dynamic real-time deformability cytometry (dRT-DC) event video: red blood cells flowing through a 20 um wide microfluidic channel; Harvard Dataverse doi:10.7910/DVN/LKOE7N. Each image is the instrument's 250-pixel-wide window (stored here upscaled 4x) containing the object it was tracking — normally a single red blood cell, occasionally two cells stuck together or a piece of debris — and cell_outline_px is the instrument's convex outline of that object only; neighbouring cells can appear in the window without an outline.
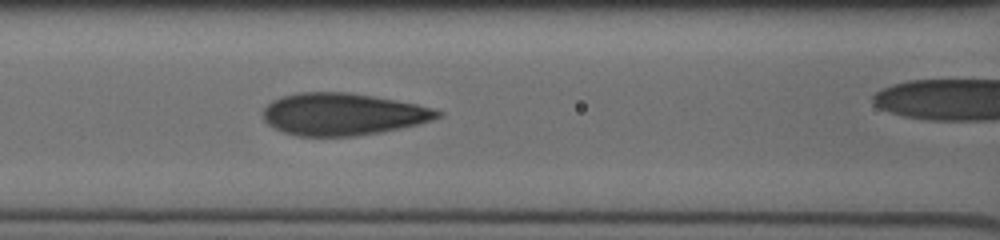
{"species": "human", "species_latin": "Homo sapiens", "temperature_condition": "cold", "stored_images_in_passage": 6, "segment_of_instrument_passage": [1, 2], "camera_frame_rate_fps": 3000, "um_per_image_px": 0.085, "donor": {"sex": "male"}, "frame": {"image": 1, "passage_image": 5, "time_ms": 2.667, "image_size_px": [1000, 240], "cell_outline_px": [[444, 116], [432, 120], [400, 128], [380, 132], [356, 136], [296, 136], [284, 132], [268, 124], [264, 120], [264, 108], [272, 100], [284, 96], [300, 92], [352, 92], [396, 100], [416, 104], [432, 108], [444, 112]], "centroid_in_image_um": [29.16, 9.7], "position_along_channel_um": 137.4, "area_um2": 42.83}}